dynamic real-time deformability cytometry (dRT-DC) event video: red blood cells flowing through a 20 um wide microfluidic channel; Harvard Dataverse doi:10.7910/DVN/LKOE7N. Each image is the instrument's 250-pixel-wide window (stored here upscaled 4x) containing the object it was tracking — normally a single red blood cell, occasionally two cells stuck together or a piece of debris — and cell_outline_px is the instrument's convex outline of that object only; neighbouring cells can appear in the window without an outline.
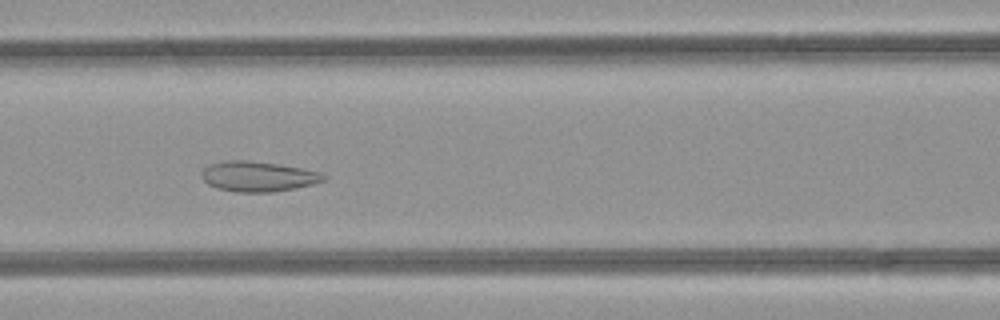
{"species": "common noctule bat (a hibernating species)", "species_latin": "Nyctalus noctula", "temperature_condition": "room temperature", "stored_images_in_passage": 44, "camera_frame_rate_fps": 3000, "um_per_image_px": 0.085, "animal": {"sex": "female", "body_mass_g": 21.9}, "frame": {"image": 1, "passage_image": 15, "time_ms": 4.667, "image_size_px": [1000, 320], "cell_outline_px": [[328, 180], [296, 188], [272, 192], [236, 192], [216, 188], [208, 184], [200, 176], [200, 172], [208, 164], [224, 160], [248, 160], [276, 164], [300, 168], [320, 172], [328, 176]], "centroid_in_image_um": [21.92, 15.0], "position_along_channel_um": 144.7, "area_um2": 21.68}}
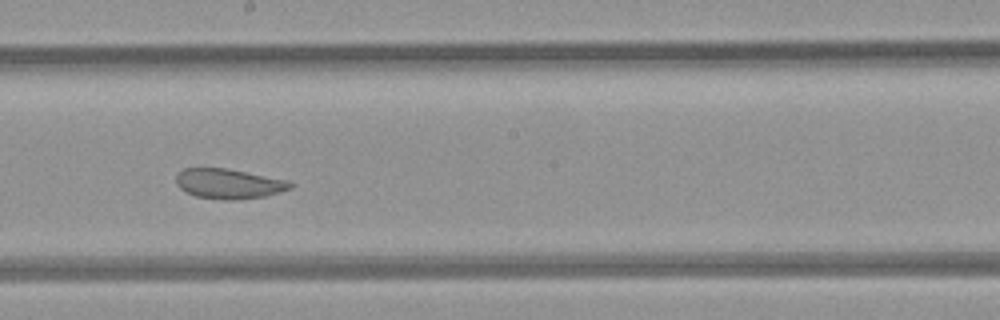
{"frame": {"image": 2, "passage_image": 21, "time_ms": 6.667, "image_size_px": [1000, 320], "cell_outline_px": [[292, 188], [280, 192], [264, 196], [236, 200], [224, 200], [196, 196], [180, 188], [176, 184], [176, 176], [184, 168], [228, 168], [288, 180], [292, 184]], "centroid_in_image_um": [19.46, 15.61], "position_along_channel_um": 228.7, "area_um2": 19.88}}
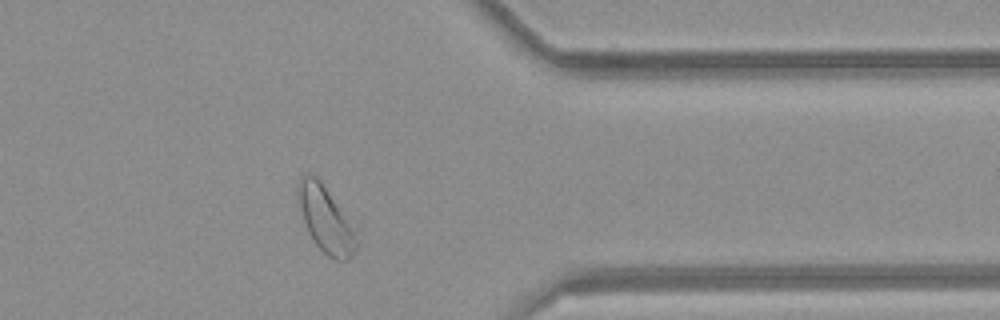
{"frame": {"image": 3, "passage_image": 33, "time_ms": 10.667, "image_size_px": [1000, 320], "cell_outline_px": [[360, 244], [352, 256], [348, 260], [336, 260], [328, 256], [312, 240], [308, 232], [300, 208], [296, 188], [296, 184], [300, 176], [308, 172], [312, 172], [320, 180], [360, 224]], "centroid_in_image_um": [27.83, 18.61], "position_along_channel_um": 383.6, "area_um2": 24.51}, "authors_computed_cell_mechanics": {"area_um2": 24.3916, "velocity_mm_per_s": 4.2152, "shape_relaxation_time_tau1_ms": null, "shape_relaxation_time_tau2_ms": 1.2706, "deformation_change_tau1": null, "deformation_change_tau2": 0.0684}}